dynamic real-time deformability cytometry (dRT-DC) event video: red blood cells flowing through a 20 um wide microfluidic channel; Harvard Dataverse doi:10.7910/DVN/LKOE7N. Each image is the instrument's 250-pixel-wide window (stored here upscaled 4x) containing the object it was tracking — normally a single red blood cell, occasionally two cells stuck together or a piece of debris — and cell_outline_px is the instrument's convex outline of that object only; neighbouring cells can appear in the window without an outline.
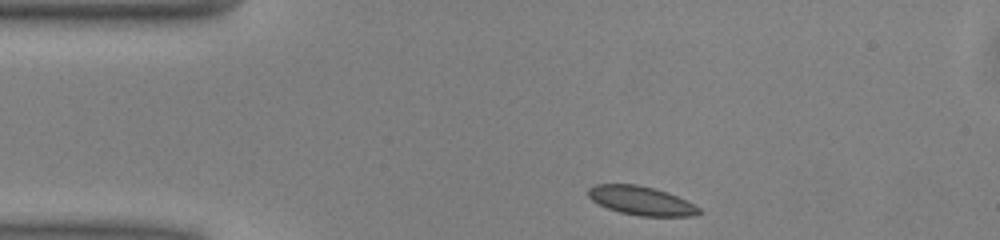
{"species": "common noctule bat (a hibernating species)", "species_latin": "Nyctalus noctula", "temperature_condition": "warm", "stored_images_in_passage": 42, "camera_frame_rate_fps": 3000, "um_per_image_px": 0.085, "animal": {"sex": "male", "body_mass_g": 13.0, "forearm_length_mm": 53.1}, "frame": {"image": 1, "passage_image": 1, "time_ms": 0.0, "image_size_px": [1000, 240], "cell_outline_px": [[704, 212], [692, 216], [640, 216], [620, 212], [608, 208], [592, 200], [588, 196], [588, 188], [596, 184], [636, 184], [668, 192], [700, 208]], "centroid_in_image_um": [54.5, 17.06], "position_along_channel_um": 30.5, "area_um2": 18.44}}
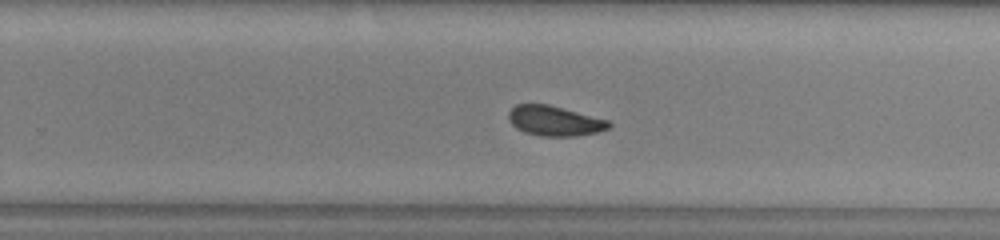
{"frame": {"image": 2, "passage_image": 23, "time_ms": 7.333, "image_size_px": [1000, 240], "cell_outline_px": [[612, 124], [608, 128], [596, 132], [576, 136], [540, 136], [524, 132], [516, 128], [508, 120], [508, 112], [516, 104], [548, 104], [608, 120]], "centroid_in_image_um": [47.1, 10.27], "position_along_channel_um": 282.7, "area_um2": 17.46}}
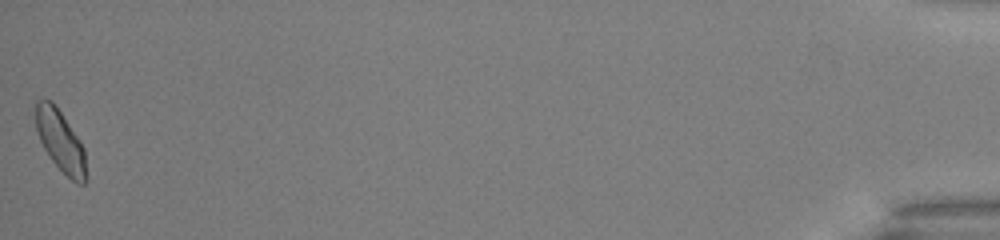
{"frame": {"image": 3, "passage_image": 42, "time_ms": 13.667, "image_size_px": [1000, 240], "cell_outline_px": [[88, 176], [84, 184], [76, 184], [52, 160], [44, 148], [40, 140], [36, 128], [36, 100], [52, 100], [80, 140], [84, 148]], "centroid_in_image_um": [5.18, 12.02], "position_along_channel_um": 430.0, "area_um2": 17.92}, "authors_computed_cell_mechanics": {"area_um2": 18.1781, "velocity_mm_per_s": 4.0293, "shape_relaxation_time_tau1_ms": 3.0986, "shape_relaxation_time_tau2_ms": 1.0542, "deformation_change_tau1": 0.0932, "deformation_change_tau2": 0.0374}}